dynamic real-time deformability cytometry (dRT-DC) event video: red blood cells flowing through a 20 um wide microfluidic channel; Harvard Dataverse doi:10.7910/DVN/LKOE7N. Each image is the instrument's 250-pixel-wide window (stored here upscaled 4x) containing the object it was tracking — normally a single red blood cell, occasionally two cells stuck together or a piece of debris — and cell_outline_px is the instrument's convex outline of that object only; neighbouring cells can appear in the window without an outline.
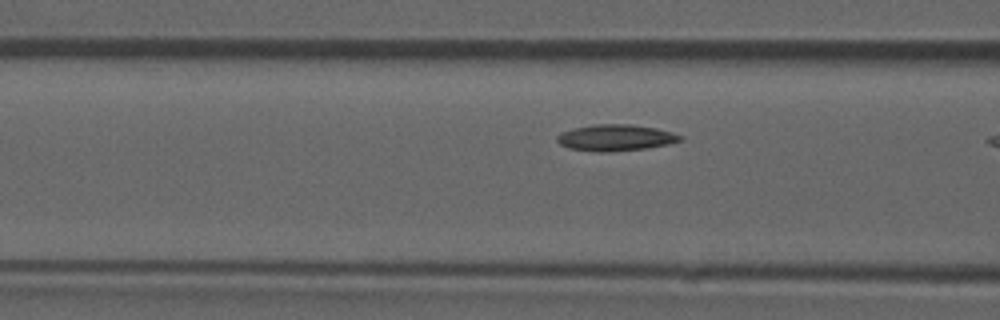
{"species": "common noctule bat (a hibernating species)", "species_latin": "Nyctalus noctula", "temperature_condition": "room temperature", "stored_images_in_passage": 5, "camera_frame_rate_fps": 3000, "um_per_image_px": 0.085, "animal": {"sex": "male", "forearm_length_mm": 52.5}, "frame": {"image": 1, "passage_image": 4, "time_ms": 1.0, "image_size_px": [1000, 320], "cell_outline_px": [[684, 140], [668, 144], [648, 148], [608, 152], [600, 152], [568, 148], [560, 144], [556, 140], [556, 136], [560, 132], [592, 124], [632, 124], [656, 128], [672, 132], [680, 136]], "centroid_in_image_um": [52.31, 11.7], "position_along_channel_um": 114.3, "area_um2": 18.96}}